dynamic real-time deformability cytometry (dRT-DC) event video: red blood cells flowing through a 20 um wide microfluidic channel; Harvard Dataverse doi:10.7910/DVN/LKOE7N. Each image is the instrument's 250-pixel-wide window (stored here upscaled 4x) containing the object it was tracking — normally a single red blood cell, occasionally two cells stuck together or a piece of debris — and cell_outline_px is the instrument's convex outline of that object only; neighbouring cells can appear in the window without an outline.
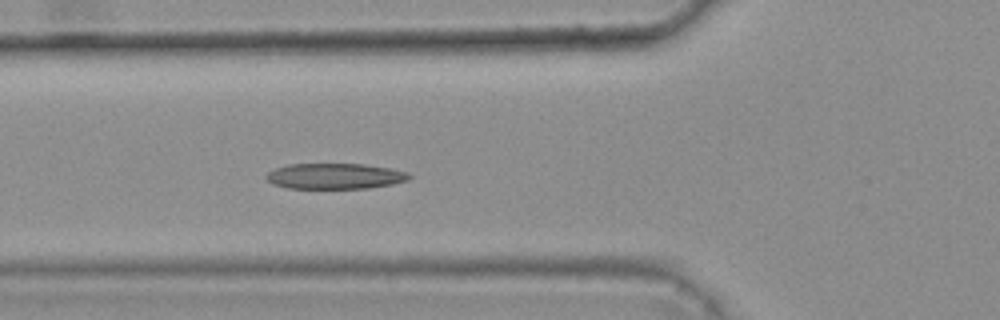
{"species": "common noctule bat (a hibernating species)", "species_latin": "Nyctalus noctula", "temperature_condition": "warm", "stored_images_in_passage": 6, "camera_frame_rate_fps": 3000, "um_per_image_px": 0.085, "animal": {"sex": "female", "body_mass_g": 25.1}, "frame": {"image": 1, "passage_image": 6, "time_ms": 1.667, "image_size_px": [1000, 320], "cell_outline_px": [[412, 176], [408, 180], [392, 184], [368, 188], [288, 188], [272, 184], [264, 176], [268, 172], [276, 168], [288, 164], [364, 164], [388, 168], [408, 172]], "centroid_in_image_um": [28.46, 14.97], "position_along_channel_um": 97.3, "area_um2": 21.33}}